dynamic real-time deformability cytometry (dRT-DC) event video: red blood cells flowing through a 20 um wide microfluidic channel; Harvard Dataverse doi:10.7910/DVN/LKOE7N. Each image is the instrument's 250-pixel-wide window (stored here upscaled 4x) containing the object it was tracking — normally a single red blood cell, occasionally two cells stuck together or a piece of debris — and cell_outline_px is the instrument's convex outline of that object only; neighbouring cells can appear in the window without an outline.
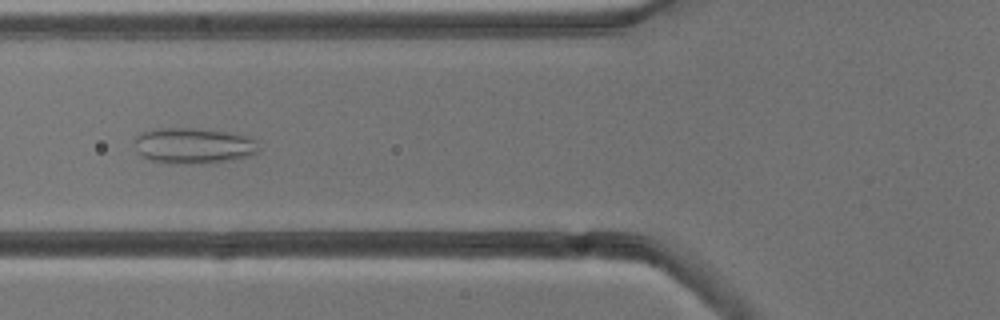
{"species": "common noctule bat (a hibernating species)", "species_latin": "Nyctalus noctula", "temperature_condition": "cold", "stored_images_in_passage": 8, "camera_frame_rate_fps": 3000, "um_per_image_px": 0.085, "animal": {"sex": "male", "body_mass_g": 13.3}, "frame": {"image": 1, "passage_image": 6, "time_ms": 5.667, "image_size_px": [1000, 320], "cell_outline_px": [[260, 152], [252, 156], [232, 160], [200, 164], [168, 164], [148, 160], [140, 156], [136, 152], [136, 136], [140, 132], [156, 128], [192, 128], [228, 132], [252, 136], [256, 140], [260, 148]], "centroid_in_image_um": [16.48, 12.4], "position_along_channel_um": 109.3, "area_um2": 26.7}}